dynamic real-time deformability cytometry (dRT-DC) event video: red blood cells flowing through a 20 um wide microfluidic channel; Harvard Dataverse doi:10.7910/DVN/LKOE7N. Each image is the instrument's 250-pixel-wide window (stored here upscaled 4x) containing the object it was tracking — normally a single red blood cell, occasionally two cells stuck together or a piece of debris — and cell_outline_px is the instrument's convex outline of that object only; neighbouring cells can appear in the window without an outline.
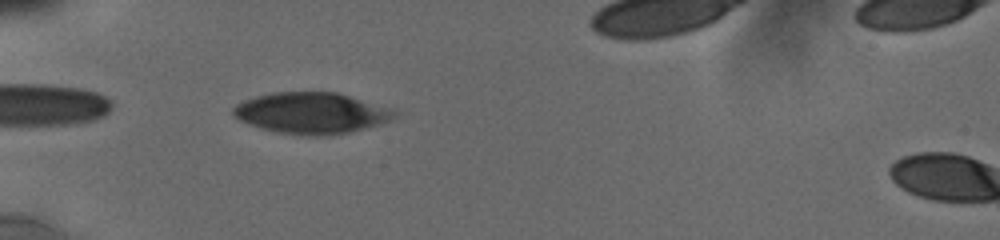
{"species": "human", "species_latin": "Homo sapiens", "temperature_condition": "cold", "stored_images_in_passage": 36, "camera_frame_rate_fps": 3000, "um_per_image_px": 0.085, "donor": {"sex": "male"}, "frame": {"image": 1, "passage_image": 2, "time_ms": 0.333, "image_size_px": [1000, 240], "cell_outline_px": [[400, 112], [396, 116], [380, 124], [352, 132], [328, 136], [308, 136], [276, 132], [260, 128], [248, 124], [240, 120], [232, 112], [232, 108], [236, 104], [244, 100], [256, 96], [276, 92], [336, 92], [392, 108]], "centroid_in_image_um": [26.49, 9.62], "position_along_channel_um": 58.5, "area_um2": 38.9}}
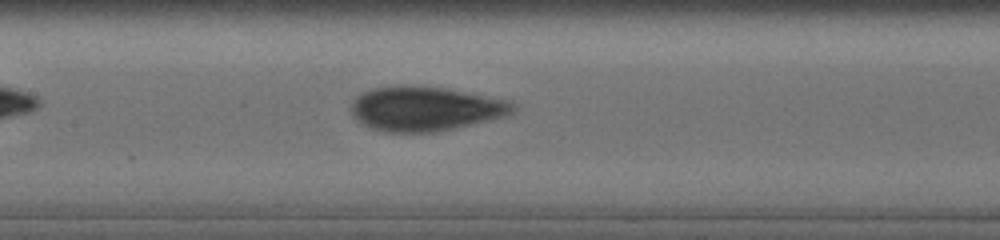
{"frame": {"image": 2, "passage_image": 14, "time_ms": 3.667, "image_size_px": [1000, 240], "cell_outline_px": [[516, 108], [508, 116], [436, 132], [384, 132], [368, 128], [356, 120], [352, 116], [352, 100], [356, 96], [372, 88], [396, 84], [444, 88], [512, 100], [516, 104]], "centroid_in_image_um": [36.15, 9.23], "position_along_channel_um": 171.3, "area_um2": 42.43}}
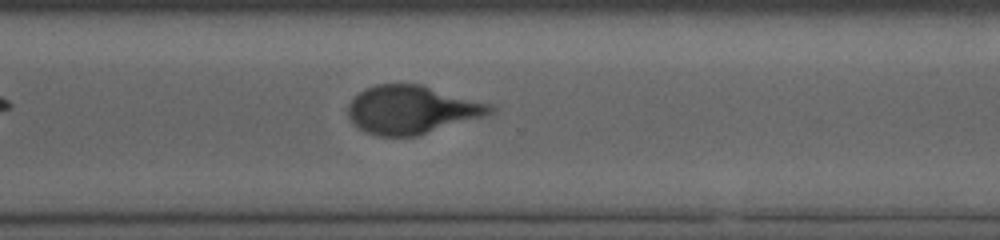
{"frame": {"image": 3, "passage_image": 28, "time_ms": 8.0, "image_size_px": [1000, 240], "cell_outline_px": [[496, 112], [488, 116], [420, 136], [380, 136], [368, 132], [360, 128], [348, 116], [348, 104], [364, 88], [376, 84], [420, 84], [492, 104], [496, 108]], "centroid_in_image_um": [35.09, 9.33], "position_along_channel_um": 335.5, "area_um2": 40.29}, "authors_computed_cell_mechanics": {"area_um2": 41.616, "velocity_mm_per_s": 3.8123, "shape_relaxation_time_tau1_ms": 4.5521, "shape_relaxation_time_tau2_ms": 0.807, "deformation_change_tau1": 0.1614, "deformation_change_tau2": 0.0454}}